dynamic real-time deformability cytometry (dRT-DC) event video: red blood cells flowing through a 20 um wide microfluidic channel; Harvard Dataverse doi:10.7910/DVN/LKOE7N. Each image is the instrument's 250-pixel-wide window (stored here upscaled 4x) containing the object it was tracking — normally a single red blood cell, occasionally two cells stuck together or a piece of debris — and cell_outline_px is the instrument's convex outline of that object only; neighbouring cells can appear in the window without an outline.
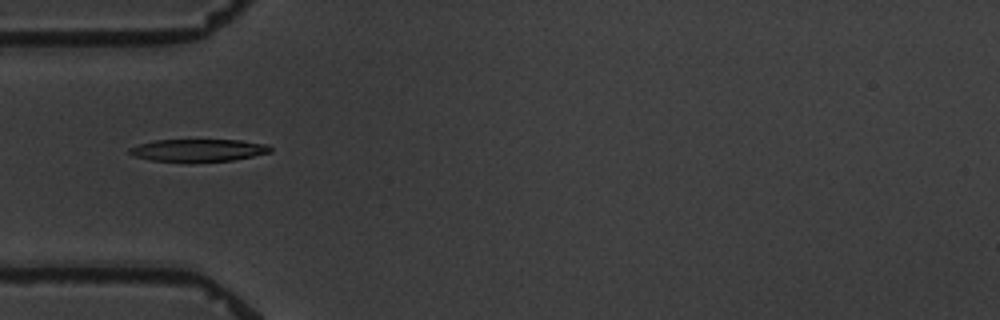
{"species": "common noctule bat (a hibernating species)", "species_latin": "Nyctalus noctula", "temperature_condition": "warm", "stored_images_in_passage": 8, "camera_frame_rate_fps": 3000, "um_per_image_px": 0.085, "animal": {"sex": "male", "body_mass_g": 19.5, "forearm_length_mm": 54.6}, "frame": {"image": 1, "passage_image": 6, "time_ms": 5.667, "image_size_px": [1000, 320], "cell_outline_px": [[272, 152], [232, 160], [192, 164], [188, 164], [152, 160], [132, 156], [128, 152], [128, 148], [140, 144], [156, 140], [240, 140], [268, 144], [272, 148]], "centroid_in_image_um": [16.83, 12.8], "position_along_channel_um": 68.2, "area_um2": 19.07}}
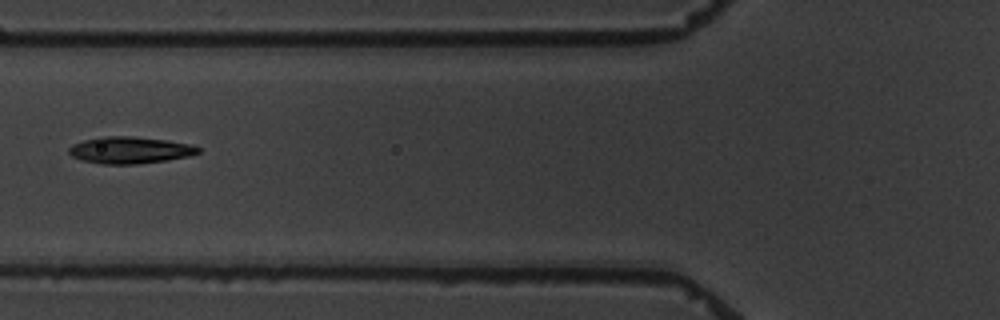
{"frame": {"image": 2, "passage_image": 7, "time_ms": 7.0, "image_size_px": [1000, 320], "cell_outline_px": [[200, 152], [188, 156], [168, 160], [136, 164], [100, 164], [84, 160], [72, 156], [68, 152], [68, 148], [72, 144], [84, 140], [100, 136], [132, 136], [164, 140], [188, 144], [200, 148]], "centroid_in_image_um": [11.0, 12.76], "position_along_channel_um": 114.8, "area_um2": 20.06}}
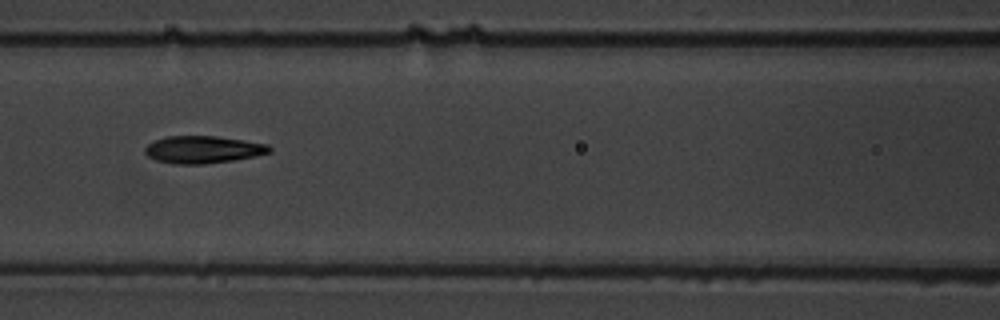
{"frame": {"image": 3, "passage_image": 8, "time_ms": 8.0, "image_size_px": [1000, 320], "cell_outline_px": [[272, 152], [256, 156], [232, 160], [204, 164], [176, 164], [156, 160], [148, 156], [144, 152], [144, 148], [148, 144], [156, 140], [168, 136], [216, 136], [244, 140], [268, 144], [272, 148]], "centroid_in_image_um": [17.28, 12.71], "position_along_channel_um": 149.3, "area_um2": 19.83}}